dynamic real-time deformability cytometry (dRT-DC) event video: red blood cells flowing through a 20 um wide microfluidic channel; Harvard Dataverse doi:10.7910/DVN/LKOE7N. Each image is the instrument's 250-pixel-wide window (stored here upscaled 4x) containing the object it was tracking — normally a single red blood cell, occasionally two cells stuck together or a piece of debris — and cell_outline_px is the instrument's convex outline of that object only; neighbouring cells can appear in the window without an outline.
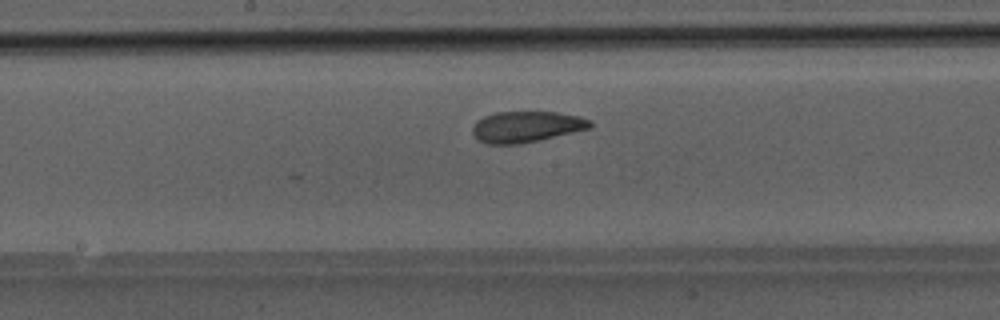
{"species": "Egyptian fruit bat (a non-hibernating species)", "species_latin": "Rousettus aegyptiacus", "temperature_condition": "room temperature", "stored_images_in_passage": 21, "camera_frame_rate_fps": 3000, "um_per_image_px": 0.085, "animal": {"sex": "male"}, "frame": {"image": 1, "passage_image": 17, "time_ms": 5.333, "image_size_px": [1000, 320], "cell_outline_px": [[592, 128], [540, 140], [520, 144], [488, 144], [480, 140], [472, 132], [472, 128], [476, 120], [484, 116], [496, 112], [556, 112], [580, 116], [592, 120]], "centroid_in_image_um": [44.77, 10.77], "position_along_channel_um": 203.4, "area_um2": 21.39}}